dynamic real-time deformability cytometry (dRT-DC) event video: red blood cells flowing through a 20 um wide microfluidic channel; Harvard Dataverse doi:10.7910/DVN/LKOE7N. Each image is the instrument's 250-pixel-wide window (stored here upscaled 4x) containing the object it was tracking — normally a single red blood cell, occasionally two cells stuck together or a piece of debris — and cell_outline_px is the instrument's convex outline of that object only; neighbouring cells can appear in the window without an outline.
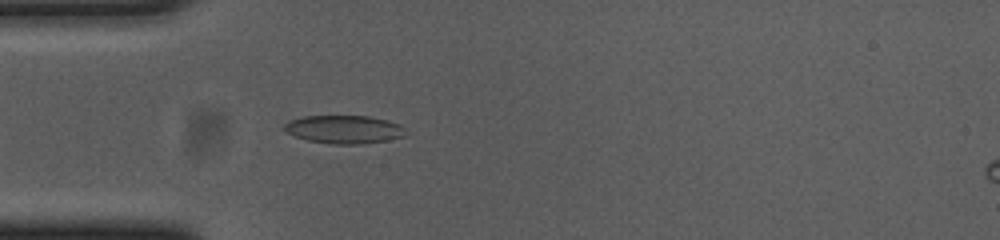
{"species": "common noctule bat (a hibernating species)", "species_latin": "Nyctalus noctula", "temperature_condition": "cold", "stored_images_in_passage": 55, "camera_frame_rate_fps": 3000, "um_per_image_px": 0.085, "animal": {"sex": "female", "body_mass_g": 23.0, "forearm_length_mm": 53.4}, "frame": {"image": 1, "passage_image": 16, "time_ms": 5.0, "image_size_px": [1000, 240], "cell_outline_px": [[404, 136], [388, 140], [360, 144], [332, 144], [308, 140], [284, 132], [284, 124], [288, 120], [304, 116], [368, 116], [400, 124], [404, 128]], "centroid_in_image_um": [29.2, 11.0], "position_along_channel_um": 55.8, "area_um2": 19.83}}
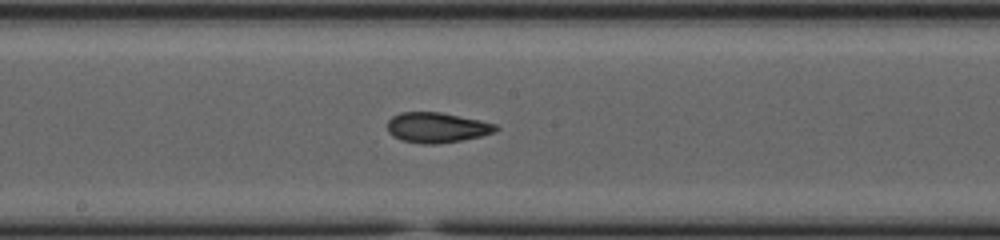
{"frame": {"image": 2, "passage_image": 29, "time_ms": 9.333, "image_size_px": [1000, 240], "cell_outline_px": [[500, 128], [492, 132], [480, 136], [460, 140], [436, 144], [420, 144], [400, 140], [392, 136], [388, 132], [388, 120], [392, 116], [400, 112], [440, 112], [480, 120], [496, 124]], "centroid_in_image_um": [37.09, 10.84], "position_along_channel_um": 211.1, "area_um2": 19.07}}
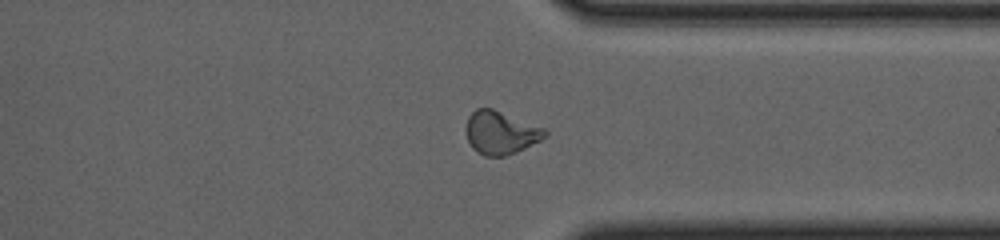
{"frame": {"image": 3, "passage_image": 42, "time_ms": 13.667, "image_size_px": [1000, 240], "cell_outline_px": [[548, 136], [516, 152], [504, 156], [484, 156], [476, 152], [472, 148], [468, 140], [464, 128], [468, 116], [476, 108], [492, 108], [544, 128], [548, 132]], "centroid_in_image_um": [42.52, 11.28], "position_along_channel_um": 368.9, "area_um2": 19.88}, "authors_computed_cell_mechanics": {"area_um2": 19.4208, "velocity_mm_per_s": 3.6776, "shape_relaxation_time_tau1_ms": null, "shape_relaxation_time_tau2_ms": 2.6534, "deformation_change_tau1": null, "deformation_change_tau2": 0.0888}}